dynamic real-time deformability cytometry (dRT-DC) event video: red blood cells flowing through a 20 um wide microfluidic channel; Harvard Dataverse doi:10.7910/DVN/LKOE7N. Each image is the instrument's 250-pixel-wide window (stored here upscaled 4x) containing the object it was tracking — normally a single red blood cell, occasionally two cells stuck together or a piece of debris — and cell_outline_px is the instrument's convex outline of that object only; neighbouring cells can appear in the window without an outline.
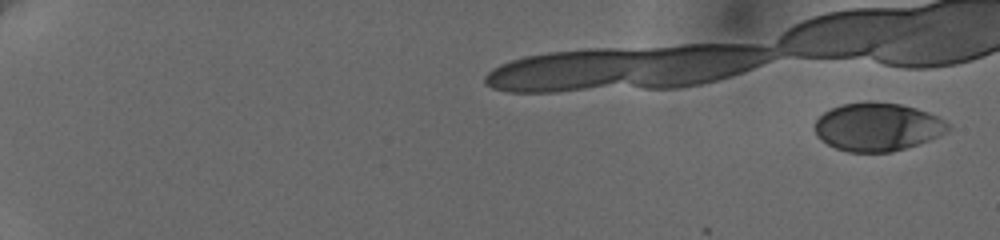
{"species": "human", "species_latin": "Homo sapiens", "temperature_condition": "cold", "stored_images_in_passage": 19, "camera_frame_rate_fps": 3000, "um_per_image_px": 0.085, "donor": {"sex": "female"}, "frame": {"image": 1, "passage_image": 1, "time_ms": 0.0, "image_size_px": [1000, 240], "cell_outline_px": [[952, 128], [928, 140], [892, 152], [848, 152], [836, 148], [828, 144], [816, 132], [816, 120], [824, 112], [832, 108], [844, 104], [868, 100], [900, 104], [916, 108], [928, 112], [936, 116], [948, 124]], "centroid_in_image_um": [74.58, 10.77], "position_along_channel_um": 10.4, "area_um2": 36.99}}